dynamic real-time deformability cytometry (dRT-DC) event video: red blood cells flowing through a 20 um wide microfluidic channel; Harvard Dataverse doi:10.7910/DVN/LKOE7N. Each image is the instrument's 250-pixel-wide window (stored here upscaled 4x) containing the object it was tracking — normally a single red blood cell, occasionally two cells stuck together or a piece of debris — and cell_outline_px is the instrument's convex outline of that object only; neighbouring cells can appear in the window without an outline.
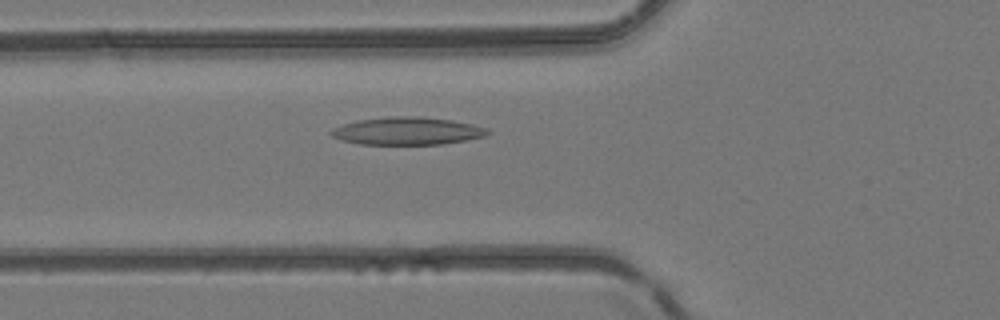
{"species": "common noctule bat (a hibernating species)", "species_latin": "Nyctalus noctula", "temperature_condition": "room temperature", "stored_images_in_passage": 38, "camera_frame_rate_fps": 3000, "um_per_image_px": 0.085, "animal": {"sex": "female", "body_mass_g": 24.6, "forearm_length_mm": 56.2}, "frame": {"image": 1, "passage_image": 12, "time_ms": 3.667, "image_size_px": [1000, 320], "cell_outline_px": [[492, 132], [488, 136], [468, 140], [440, 144], [360, 144], [340, 140], [332, 136], [328, 132], [332, 128], [356, 120], [392, 116], [420, 116], [452, 120], [472, 124], [488, 128]], "centroid_in_image_um": [34.65, 11.13], "position_along_channel_um": 91.2, "area_um2": 25.49}}
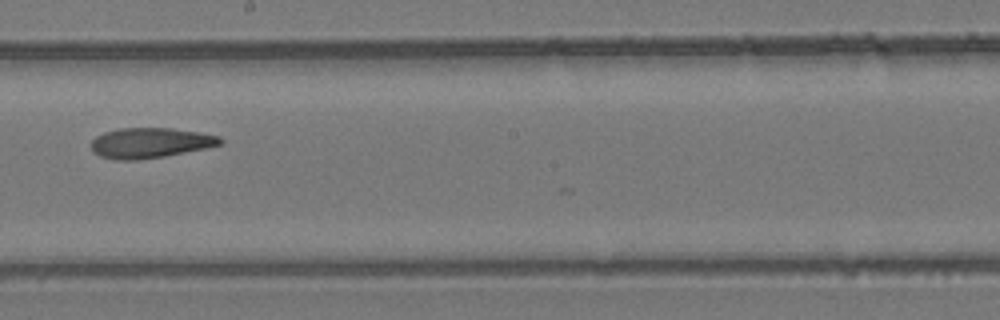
{"frame": {"image": 2, "passage_image": 22, "time_ms": 7.0, "image_size_px": [1000, 320], "cell_outline_px": [[224, 144], [164, 156], [136, 160], [116, 160], [100, 156], [92, 152], [92, 140], [96, 136], [104, 132], [120, 128], [172, 128], [200, 132], [220, 136], [224, 140]], "centroid_in_image_um": [12.78, 12.14], "position_along_channel_um": 235.4, "area_um2": 22.77}}
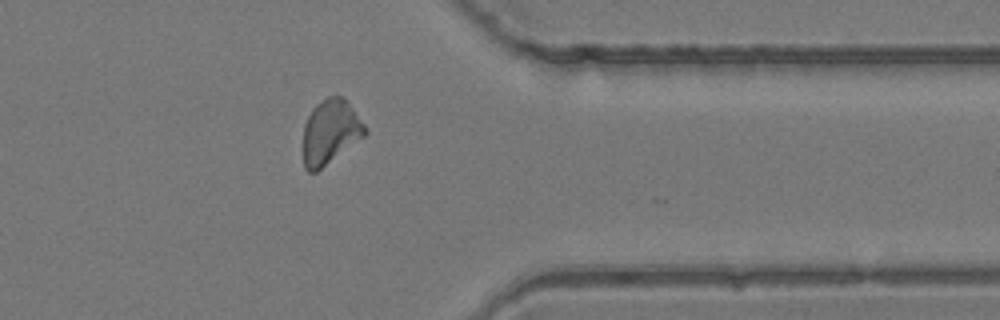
{"frame": {"image": 3, "passage_image": 33, "time_ms": 10.667, "image_size_px": [1000, 320], "cell_outline_px": [[368, 132], [364, 136], [316, 172], [308, 172], [304, 168], [304, 124], [312, 108], [316, 104], [328, 96], [340, 96], [348, 104], [368, 128]], "centroid_in_image_um": [28.07, 11.22], "position_along_channel_um": 383.3, "area_um2": 22.83}}